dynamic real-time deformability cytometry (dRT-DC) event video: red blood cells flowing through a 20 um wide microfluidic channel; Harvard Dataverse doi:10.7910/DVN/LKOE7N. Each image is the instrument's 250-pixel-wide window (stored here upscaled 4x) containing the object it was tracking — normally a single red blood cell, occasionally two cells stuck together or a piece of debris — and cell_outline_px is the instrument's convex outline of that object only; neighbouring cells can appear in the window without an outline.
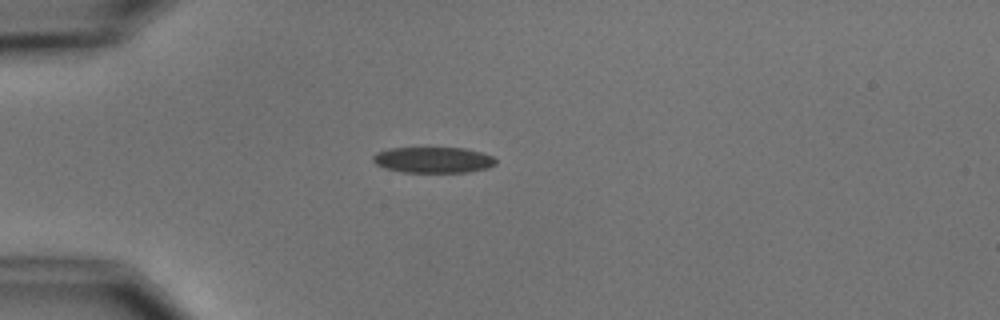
{"species": "common noctule bat (a hibernating species)", "species_latin": "Nyctalus noctula", "temperature_condition": "cold", "stored_images_in_passage": 6, "camera_frame_rate_fps": 3000, "um_per_image_px": 0.085, "animal": {"sex": "male", "body_mass_g": 15.6}, "frame": {"image": 1, "passage_image": 3, "time_ms": 3.333, "image_size_px": [1000, 320], "cell_outline_px": [[496, 164], [488, 168], [468, 172], [404, 172], [384, 168], [376, 164], [372, 160], [372, 156], [376, 152], [388, 148], [464, 148], [480, 152], [492, 156], [496, 160]], "centroid_in_image_um": [36.8, 13.59], "position_along_channel_um": 48.2, "area_um2": 18.55}}
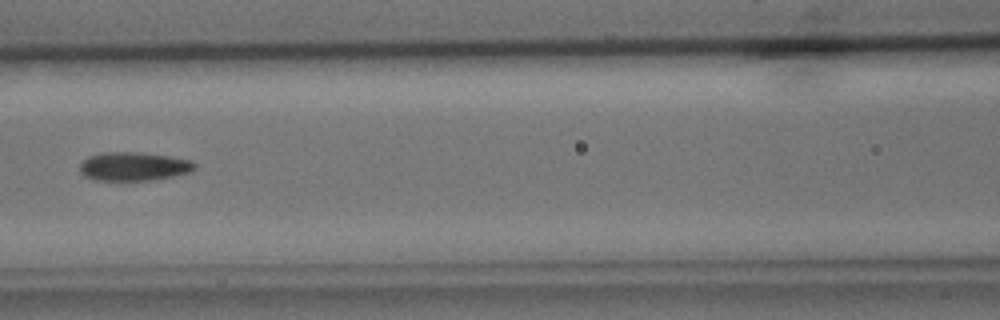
{"frame": {"image": 2, "passage_image": 6, "time_ms": 6.667, "image_size_px": [1000, 320], "cell_outline_px": [[196, 168], [192, 172], [172, 176], [148, 180], [96, 180], [84, 176], [80, 172], [80, 164], [88, 156], [104, 152], [136, 152], [168, 156], [192, 160], [196, 164]], "centroid_in_image_um": [11.37, 14.14], "position_along_channel_um": 155.2, "area_um2": 19.13}}